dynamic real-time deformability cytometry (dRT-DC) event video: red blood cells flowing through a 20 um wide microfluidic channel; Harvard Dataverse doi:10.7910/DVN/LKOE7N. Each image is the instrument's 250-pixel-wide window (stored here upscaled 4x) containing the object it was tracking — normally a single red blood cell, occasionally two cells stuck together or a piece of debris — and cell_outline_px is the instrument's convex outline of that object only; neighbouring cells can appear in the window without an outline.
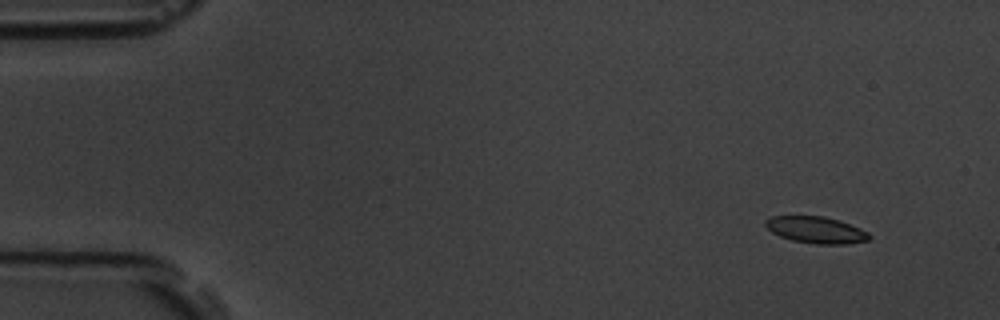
{"species": "common noctule bat (a hibernating species)", "species_latin": "Nyctalus noctula", "temperature_condition": "room temperature", "stored_images_in_passage": 7, "camera_frame_rate_fps": 3000, "um_per_image_px": 0.085, "animal": {"sex": "male", "body_mass_g": 19.5, "forearm_length_mm": 54.6}, "frame": {"image": 1, "passage_image": 1, "time_ms": 0.0, "image_size_px": [1000, 320], "cell_outline_px": [[872, 236], [868, 240], [848, 244], [816, 244], [792, 240], [780, 236], [772, 232], [764, 224], [764, 220], [772, 216], [824, 216], [840, 220], [860, 228], [868, 232]], "centroid_in_image_um": [69.38, 19.54], "position_along_channel_um": 15.6, "area_um2": 16.18}}
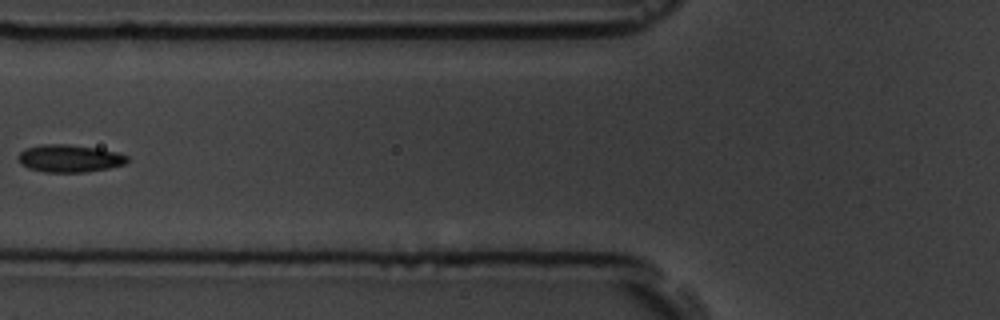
{"frame": {"image": 2, "passage_image": 6, "time_ms": 6.0, "image_size_px": [1000, 320], "cell_outline_px": [[128, 160], [124, 164], [108, 168], [84, 172], [44, 172], [28, 168], [20, 164], [16, 156], [24, 148], [40, 144], [68, 144], [96, 148], [116, 152], [128, 156]], "centroid_in_image_um": [5.84, 13.46], "position_along_channel_um": 120.0, "area_um2": 17.57}}
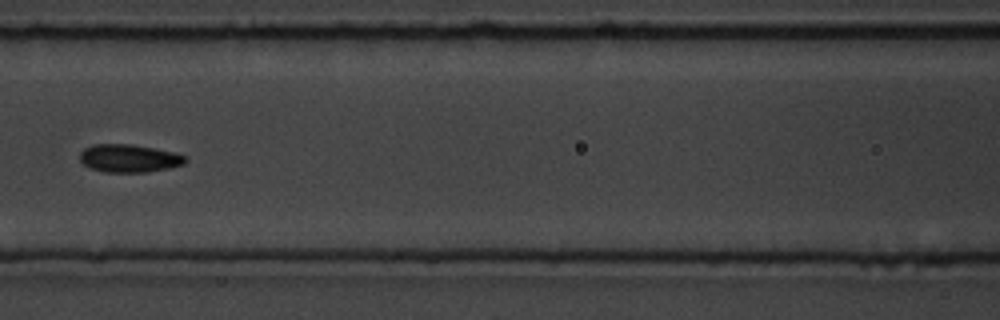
{"frame": {"image": 3, "passage_image": 7, "time_ms": 7.0, "image_size_px": [1000, 320], "cell_outline_px": [[188, 160], [184, 164], [168, 168], [148, 172], [104, 172], [92, 168], [84, 164], [80, 160], [80, 152], [84, 148], [92, 144], [132, 144], [172, 152], [188, 156]], "centroid_in_image_um": [10.98, 13.45], "position_along_channel_um": 155.6, "area_um2": 17.17}}